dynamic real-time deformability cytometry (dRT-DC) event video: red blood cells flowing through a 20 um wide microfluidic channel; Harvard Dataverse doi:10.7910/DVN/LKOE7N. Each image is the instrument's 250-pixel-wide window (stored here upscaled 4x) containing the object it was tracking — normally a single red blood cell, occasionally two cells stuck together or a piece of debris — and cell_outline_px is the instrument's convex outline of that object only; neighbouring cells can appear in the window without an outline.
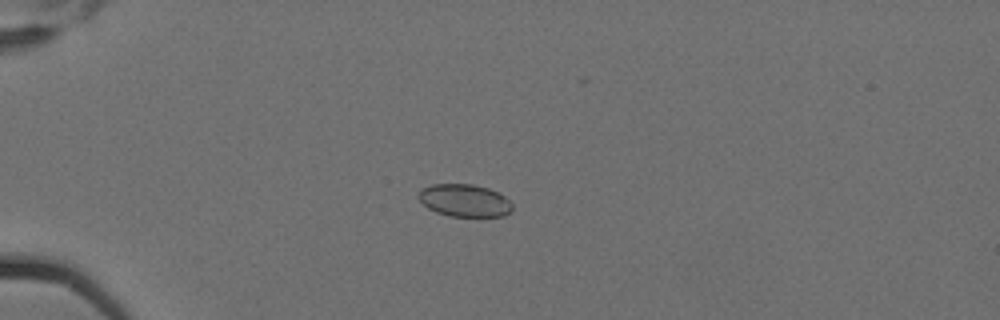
{"species": "Egyptian fruit bat (a non-hibernating species)", "species_latin": "Rousettus aegyptiacus", "temperature_condition": "cold", "stored_images_in_passage": 5, "camera_frame_rate_fps": 3000, "um_per_image_px": 0.085, "animal": {"sex": "female"}, "frame": {"image": 1, "passage_image": 3, "time_ms": 0.667, "image_size_px": [1000, 320], "cell_outline_px": [[512, 208], [504, 216], [448, 216], [436, 212], [428, 208], [416, 196], [424, 188], [432, 184], [472, 184], [488, 188], [504, 196], [512, 204]], "centroid_in_image_um": [39.47, 17.04], "position_along_channel_um": 45.5, "area_um2": 17.57}}
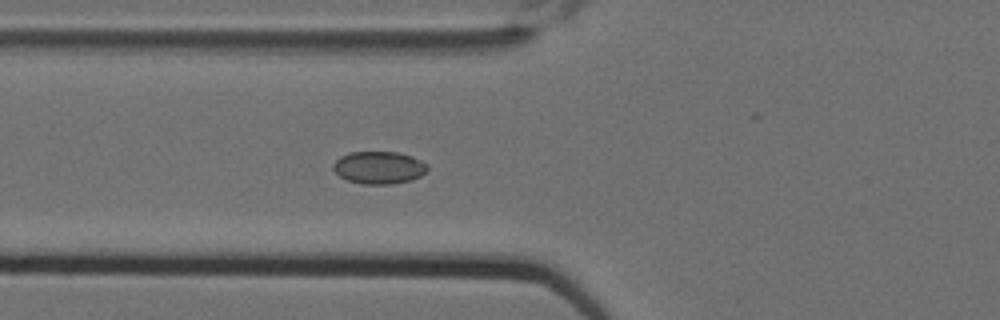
{"frame": {"image": 2, "passage_image": 5, "time_ms": 1.333, "image_size_px": [1000, 320], "cell_outline_px": [[428, 168], [420, 176], [412, 180], [388, 184], [364, 184], [348, 180], [340, 176], [332, 168], [332, 164], [340, 156], [348, 152], [396, 152], [412, 156], [428, 164]], "centroid_in_image_um": [32.2, 14.23], "position_along_channel_um": 93.6, "area_um2": 17.8}}